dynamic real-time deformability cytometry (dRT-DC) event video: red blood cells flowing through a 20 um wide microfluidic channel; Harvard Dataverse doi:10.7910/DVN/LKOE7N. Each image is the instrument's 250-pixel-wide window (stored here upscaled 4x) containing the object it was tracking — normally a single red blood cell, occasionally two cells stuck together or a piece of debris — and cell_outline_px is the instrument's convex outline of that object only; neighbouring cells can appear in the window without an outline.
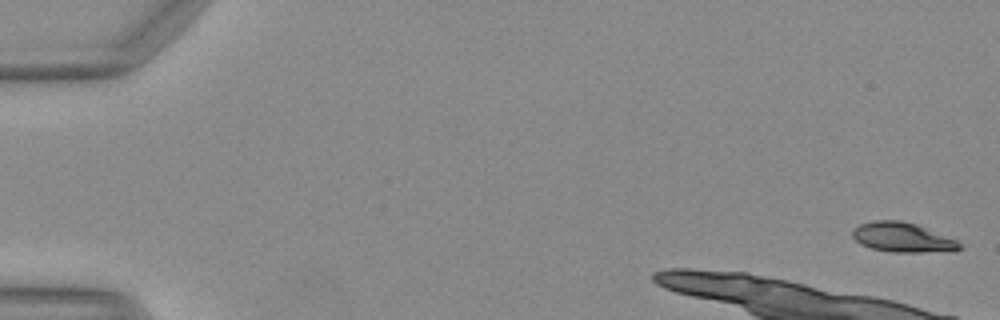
{"species": "Egyptian fruit bat (a non-hibernating species)", "species_latin": "Rousettus aegyptiacus", "temperature_condition": "warm", "stored_images_in_passage": 12, "camera_frame_rate_fps": 3000, "um_per_image_px": 0.085, "animal": {"sex": "female"}, "frame": {"image": 1, "passage_image": 1, "time_ms": 0.0, "image_size_px": [1000, 320], "cell_outline_px": [[964, 248], [952, 252], [892, 252], [872, 248], [860, 244], [852, 236], [852, 228], [860, 224], [876, 220], [900, 220], [916, 224], [956, 240]], "centroid_in_image_um": [76.72, 20.19], "position_along_channel_um": 8.3, "area_um2": 18.55}}